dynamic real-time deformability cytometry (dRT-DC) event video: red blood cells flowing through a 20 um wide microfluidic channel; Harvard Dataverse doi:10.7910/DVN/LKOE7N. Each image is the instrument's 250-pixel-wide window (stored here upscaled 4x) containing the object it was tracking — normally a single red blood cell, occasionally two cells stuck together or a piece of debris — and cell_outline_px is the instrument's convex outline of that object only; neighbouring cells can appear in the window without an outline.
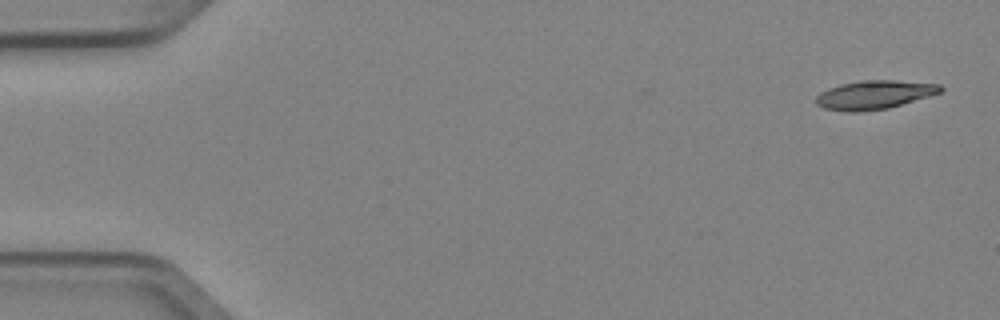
{"species": "Egyptian fruit bat (a non-hibernating species)", "species_latin": "Rousettus aegyptiacus", "temperature_condition": "cold", "stored_images_in_passage": 3, "segment_of_instrument_passage": [2, 2], "camera_frame_rate_fps": 3000, "um_per_image_px": 0.085, "animal": {"sex": "female"}, "frame": {"image": 1, "passage_image": 3, "time_ms": 0.667, "image_size_px": [1000, 320], "cell_outline_px": [[944, 88], [940, 92], [928, 96], [888, 108], [856, 112], [848, 112], [824, 108], [816, 104], [816, 96], [820, 92], [828, 88], [840, 84], [860, 80], [892, 80], [940, 84]], "centroid_in_image_um": [74.28, 8.05], "position_along_channel_um": 10.7, "area_um2": 20.69}}